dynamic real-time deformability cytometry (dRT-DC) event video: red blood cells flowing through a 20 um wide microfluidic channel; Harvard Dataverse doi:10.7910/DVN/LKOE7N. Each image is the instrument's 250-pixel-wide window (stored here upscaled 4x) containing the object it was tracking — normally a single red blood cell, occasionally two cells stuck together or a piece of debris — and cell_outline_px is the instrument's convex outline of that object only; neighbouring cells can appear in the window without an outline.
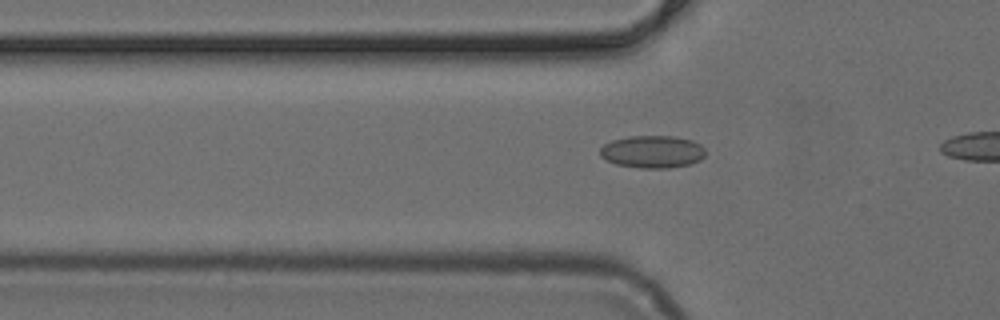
{"species": "common noctule bat (a hibernating species)", "species_latin": "Nyctalus noctula", "temperature_condition": "cold", "stored_images_in_passage": 8, "camera_frame_rate_fps": 3000, "um_per_image_px": 0.085, "animal": {"sex": "female", "body_mass_g": 24.6, "forearm_length_mm": 56.2}, "frame": {"image": 1, "passage_image": 6, "time_ms": 1.667, "image_size_px": [1000, 320], "cell_outline_px": [[704, 156], [700, 160], [688, 164], [668, 168], [640, 168], [616, 164], [600, 156], [600, 148], [604, 144], [612, 140], [628, 136], [672, 136], [692, 140], [700, 144], [704, 148]], "centroid_in_image_um": [55.44, 12.89], "position_along_channel_um": 70.4, "area_um2": 19.88}}